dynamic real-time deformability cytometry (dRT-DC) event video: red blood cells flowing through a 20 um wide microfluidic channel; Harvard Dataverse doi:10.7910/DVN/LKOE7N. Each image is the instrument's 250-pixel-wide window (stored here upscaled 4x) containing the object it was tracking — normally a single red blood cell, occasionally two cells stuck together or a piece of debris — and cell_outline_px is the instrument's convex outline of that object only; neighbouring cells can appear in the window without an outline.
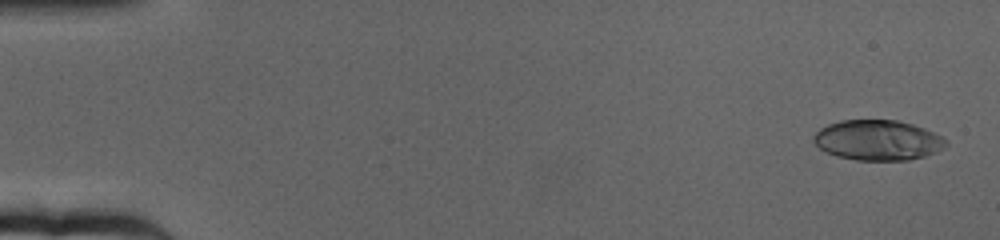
{"species": "human", "species_latin": "Homo sapiens", "temperature_condition": "cold", "stored_images_in_passage": 64, "camera_frame_rate_fps": 3000, "um_per_image_px": 0.085, "donor": {"sex": "female"}, "frame": {"image": 1, "passage_image": 2, "time_ms": 0.333, "image_size_px": [1000, 240], "cell_outline_px": [[948, 144], [944, 148], [936, 152], [924, 156], [908, 160], [856, 160], [836, 156], [820, 148], [812, 140], [812, 136], [820, 128], [828, 124], [840, 120], [896, 120], [912, 124], [924, 128], [944, 136], [948, 140]], "centroid_in_image_um": [74.63, 11.91], "position_along_channel_um": 10.4, "area_um2": 31.21}}
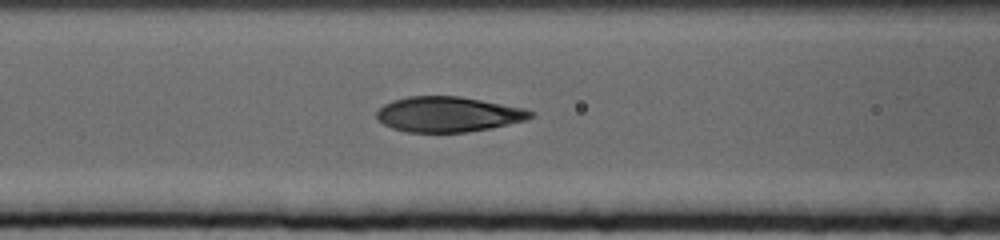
{"frame": {"image": 2, "passage_image": 27, "time_ms": 8.667, "image_size_px": [1000, 240], "cell_outline_px": [[532, 116], [528, 120], [492, 128], [468, 132], [408, 132], [392, 128], [376, 120], [376, 112], [384, 104], [392, 100], [408, 96], [460, 96], [524, 108], [532, 112]], "centroid_in_image_um": [38.08, 9.72], "position_along_channel_um": 128.5, "area_um2": 31.73}}
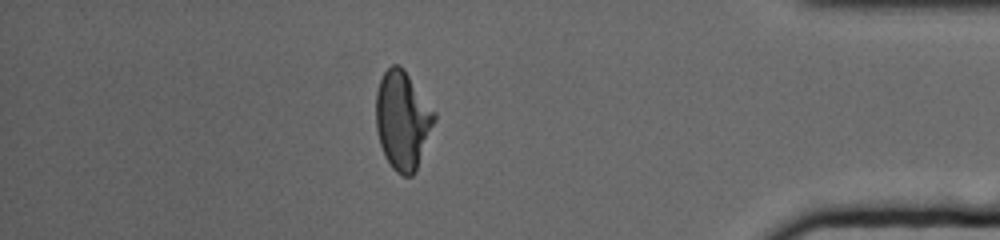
{"frame": {"image": 3, "passage_image": 56, "time_ms": 18.333, "image_size_px": [1000, 240], "cell_outline_px": [[436, 120], [416, 172], [412, 176], [404, 176], [396, 172], [392, 168], [384, 156], [380, 144], [376, 128], [376, 92], [380, 80], [384, 72], [392, 64], [400, 64], [404, 68], [436, 112]], "centroid_in_image_um": [34.23, 10.22], "position_along_channel_um": 401.0, "area_um2": 33.87}, "authors_computed_cell_mechanics": {"area_um2": 32.657, "velocity_mm_per_s": 3.17, "shape_relaxation_time_tau1_ms": 6.1989, "shape_relaxation_time_tau2_ms": 1.1139, "deformation_change_tau1": 0.2121, "deformation_change_tau2": 0.0639}}